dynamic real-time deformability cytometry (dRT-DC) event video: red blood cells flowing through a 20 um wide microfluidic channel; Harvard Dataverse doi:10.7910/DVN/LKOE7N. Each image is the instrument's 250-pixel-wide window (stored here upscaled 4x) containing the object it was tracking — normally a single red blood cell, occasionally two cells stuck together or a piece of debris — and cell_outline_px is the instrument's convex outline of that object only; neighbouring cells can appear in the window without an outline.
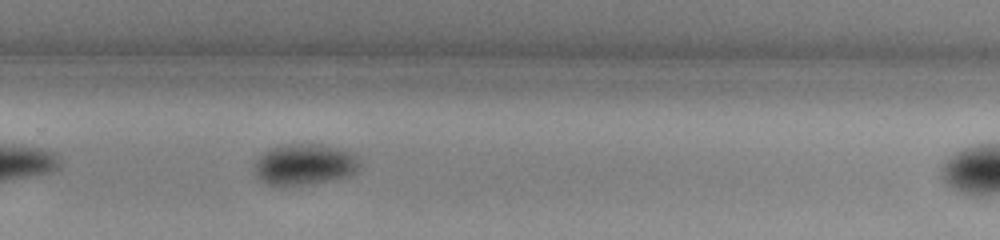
{"species": "common noctule bat (a hibernating species)", "species_latin": "Nyctalus noctula", "temperature_condition": "warm", "stored_images_in_passage": 26, "camera_frame_rate_fps": 3000, "um_per_image_px": 0.085, "animal": {"sex": "male", "body_mass_g": 13.0, "forearm_length_mm": 53.1}, "frame": {"image": 1, "passage_image": 19, "time_ms": 6.0, "image_size_px": [1000, 240], "cell_outline_px": [[360, 164], [348, 176], [308, 184], [284, 188], [276, 188], [260, 180], [252, 172], [252, 164], [264, 152], [272, 148], [284, 144], [320, 144], [356, 152]], "centroid_in_image_um": [25.81, 14.0], "position_along_channel_um": 304.0, "area_um2": 25.78}}
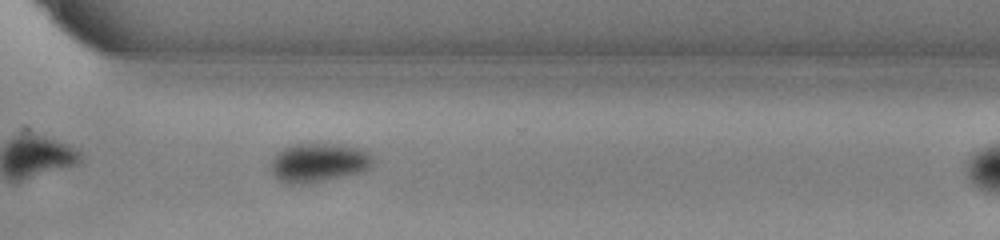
{"frame": {"image": 2, "passage_image": 22, "time_ms": 7.0, "image_size_px": [1000, 240], "cell_outline_px": [[372, 164], [368, 168], [360, 172], [312, 184], [288, 184], [280, 180], [272, 172], [272, 156], [276, 152], [292, 144], [344, 144], [360, 148], [368, 152], [372, 156]], "centroid_in_image_um": [27.07, 13.82], "position_along_channel_um": 343.5, "area_um2": 23.29}}